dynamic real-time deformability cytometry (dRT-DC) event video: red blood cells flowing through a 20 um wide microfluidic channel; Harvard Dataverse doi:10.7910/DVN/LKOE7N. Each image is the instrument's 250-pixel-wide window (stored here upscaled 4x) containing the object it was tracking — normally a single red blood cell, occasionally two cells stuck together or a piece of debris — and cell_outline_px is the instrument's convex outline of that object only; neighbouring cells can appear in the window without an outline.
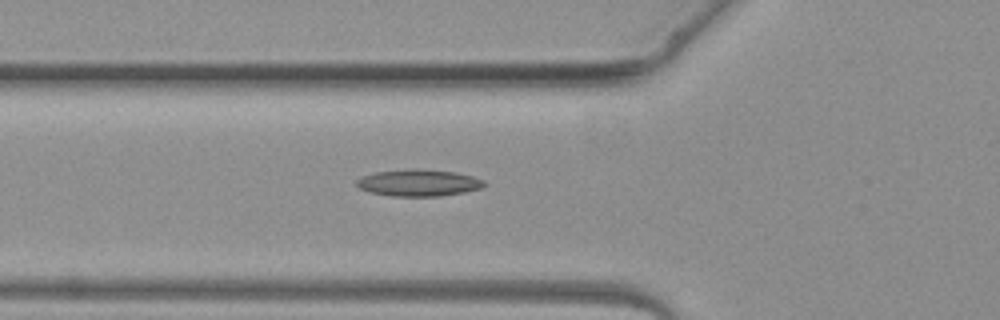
{"species": "common noctule bat (a hibernating species)", "species_latin": "Nyctalus noctula", "temperature_condition": "warm", "stored_images_in_passage": 4, "camera_frame_rate_fps": 3000, "um_per_image_px": 0.085, "animal": {"sex": "female", "body_mass_g": 19.3, "forearm_length_mm": 54.1}, "frame": {"image": 1, "passage_image": 4, "time_ms": 3.667, "image_size_px": [1000, 320], "cell_outline_px": [[488, 184], [480, 188], [464, 192], [440, 196], [392, 196], [368, 192], [360, 188], [356, 184], [356, 180], [360, 176], [376, 172], [412, 168], [416, 168], [456, 172], [472, 176], [484, 180]], "centroid_in_image_um": [35.57, 15.53], "position_along_channel_um": 90.2, "area_um2": 20.06}}